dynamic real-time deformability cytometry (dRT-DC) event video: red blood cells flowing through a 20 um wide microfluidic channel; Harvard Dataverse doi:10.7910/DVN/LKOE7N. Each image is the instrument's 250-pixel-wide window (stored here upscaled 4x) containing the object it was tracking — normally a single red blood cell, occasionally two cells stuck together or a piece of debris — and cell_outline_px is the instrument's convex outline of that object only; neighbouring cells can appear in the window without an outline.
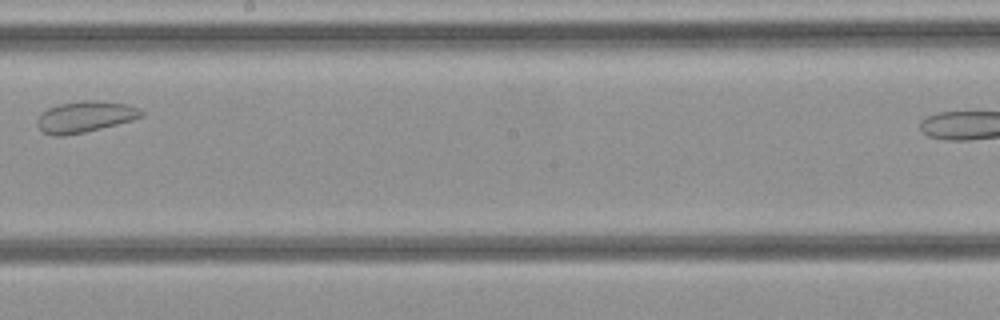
{"species": "common noctule bat (a hibernating species)", "species_latin": "Nyctalus noctula", "temperature_condition": "cold", "stored_images_in_passage": 23, "camera_frame_rate_fps": 3000, "um_per_image_px": 0.085, "animal": {"sex": "female", "body_mass_g": 21.9}, "frame": {"image": 1, "passage_image": 14, "time_ms": 4.333, "image_size_px": [1000, 320], "cell_outline_px": [[144, 116], [132, 120], [84, 132], [64, 136], [52, 136], [44, 132], [36, 124], [36, 120], [48, 108], [60, 104], [80, 100], [96, 100], [128, 104], [140, 108], [144, 112]], "centroid_in_image_um": [7.25, 9.92], "position_along_channel_um": 240.9, "area_um2": 18.9}}